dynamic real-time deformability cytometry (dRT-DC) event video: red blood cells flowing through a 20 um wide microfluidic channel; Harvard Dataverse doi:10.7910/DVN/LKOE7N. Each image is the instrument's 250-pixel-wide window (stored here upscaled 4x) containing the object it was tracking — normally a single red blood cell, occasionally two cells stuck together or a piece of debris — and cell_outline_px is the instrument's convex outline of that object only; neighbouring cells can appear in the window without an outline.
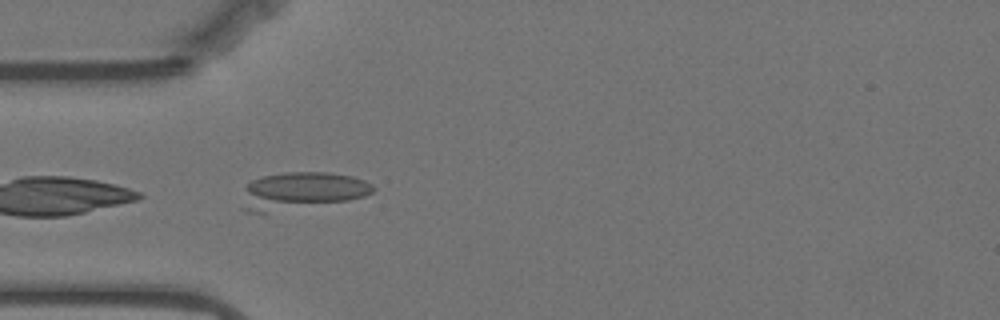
{"species": "Egyptian fruit bat (a non-hibernating species)", "species_latin": "Rousettus aegyptiacus", "temperature_condition": "warm", "stored_images_in_passage": 35, "camera_frame_rate_fps": 3000, "um_per_image_px": 0.085, "animal": {"sex": "female"}, "frame": {"image": 1, "passage_image": 3, "time_ms": 0.667, "image_size_px": [1000, 320], "cell_outline_px": [[376, 188], [372, 192], [364, 196], [348, 200], [264, 212], [244, 212], [240, 208], [244, 188], [252, 180], [264, 176], [284, 172], [328, 172], [352, 176], [364, 180], [372, 184]], "centroid_in_image_um": [25.59, 16.2], "position_along_channel_um": 59.4, "area_um2": 28.21}}
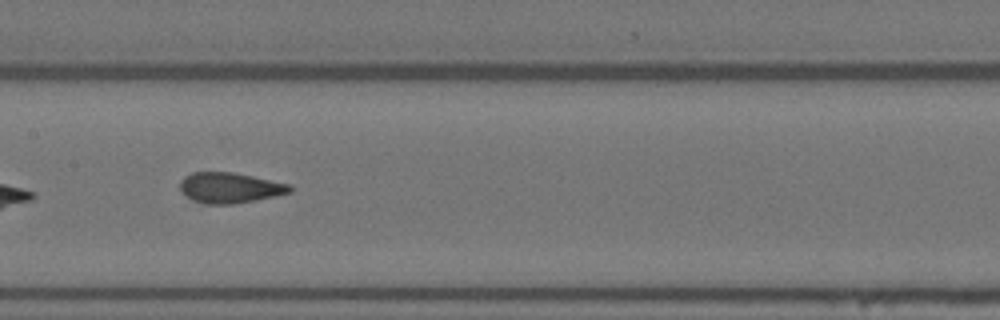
{"frame": {"image": 2, "passage_image": 14, "time_ms": 4.333, "image_size_px": [1000, 320], "cell_outline_px": [[292, 192], [256, 200], [232, 204], [204, 204], [192, 200], [180, 192], [180, 180], [184, 176], [192, 172], [232, 172], [252, 176], [288, 184], [292, 188]], "centroid_in_image_um": [19.48, 15.96], "position_along_channel_um": 187.9, "area_um2": 19.54}}
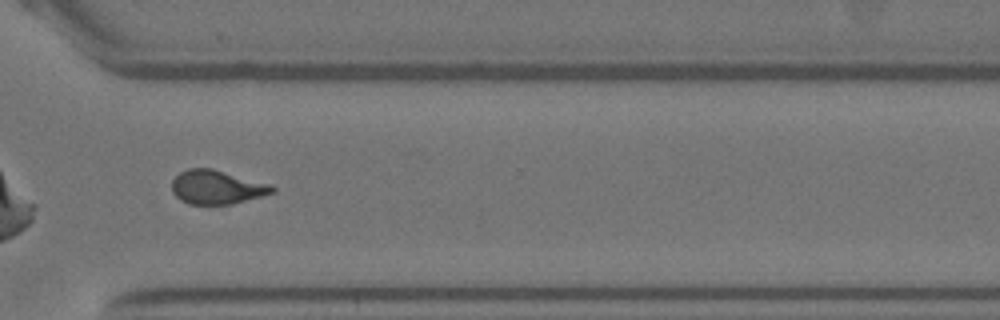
{"frame": {"image": 3, "passage_image": 28, "time_ms": 9.0, "image_size_px": [1000, 320], "cell_outline_px": [[276, 192], [232, 204], [188, 204], [180, 200], [172, 192], [172, 180], [180, 172], [188, 168], [212, 168], [268, 184], [276, 188]], "centroid_in_image_um": [18.4, 15.91], "position_along_channel_um": 352.2, "area_um2": 19.71}, "authors_computed_cell_mechanics": {"area_um2": 19.941, "velocity_mm_per_s": 3.5249, "shape_relaxation_time_tau1_ms": 10.4125, "shape_relaxation_time_tau2_ms": null, "deformation_change_tau1": 0.2104, "deformation_change_tau2": null}}